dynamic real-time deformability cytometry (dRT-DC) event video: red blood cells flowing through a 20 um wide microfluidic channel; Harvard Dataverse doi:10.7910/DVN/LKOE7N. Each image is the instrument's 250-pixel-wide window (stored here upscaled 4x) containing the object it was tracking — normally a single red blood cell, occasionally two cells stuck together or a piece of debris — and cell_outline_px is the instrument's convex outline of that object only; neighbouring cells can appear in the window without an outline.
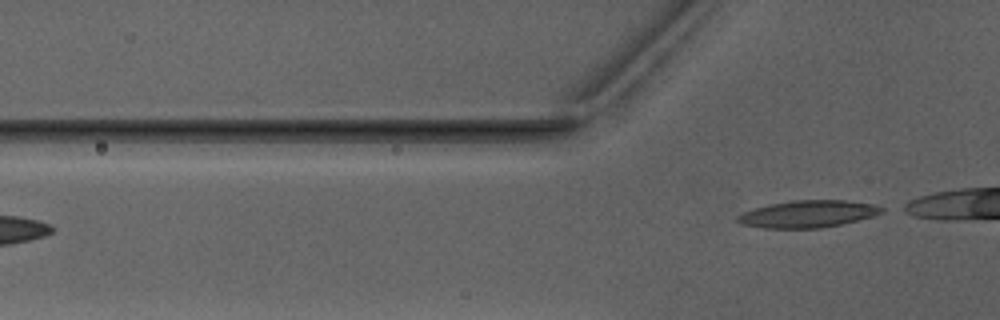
{"species": "Egyptian fruit bat (a non-hibernating species)", "species_latin": "Rousettus aegyptiacus", "temperature_condition": "warm", "stored_images_in_passage": 4, "camera_frame_rate_fps": 3000, "um_per_image_px": 0.085, "animal": {"sex": "male"}, "frame": {"image": 1, "passage_image": 4, "time_ms": 3.667, "image_size_px": [1000, 320], "cell_outline_px": [[884, 212], [872, 216], [840, 224], [820, 228], [760, 228], [740, 224], [736, 220], [736, 216], [744, 212], [768, 204], [792, 200], [844, 200], [876, 204], [884, 208]], "centroid_in_image_um": [68.65, 18.18], "position_along_channel_um": 57.1, "area_um2": 22.77}}